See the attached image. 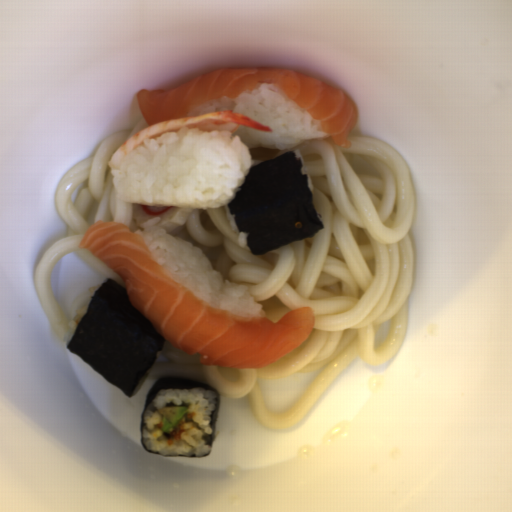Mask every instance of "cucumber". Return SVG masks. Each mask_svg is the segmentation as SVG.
<instances>
[{
    "mask_svg": "<svg viewBox=\"0 0 512 512\" xmlns=\"http://www.w3.org/2000/svg\"><path fill=\"white\" fill-rule=\"evenodd\" d=\"M188 412L186 405L164 406L159 410L162 432H172L184 415Z\"/></svg>",
    "mask_w": 512,
    "mask_h": 512,
    "instance_id": "cucumber-1",
    "label": "cucumber"
}]
</instances>
